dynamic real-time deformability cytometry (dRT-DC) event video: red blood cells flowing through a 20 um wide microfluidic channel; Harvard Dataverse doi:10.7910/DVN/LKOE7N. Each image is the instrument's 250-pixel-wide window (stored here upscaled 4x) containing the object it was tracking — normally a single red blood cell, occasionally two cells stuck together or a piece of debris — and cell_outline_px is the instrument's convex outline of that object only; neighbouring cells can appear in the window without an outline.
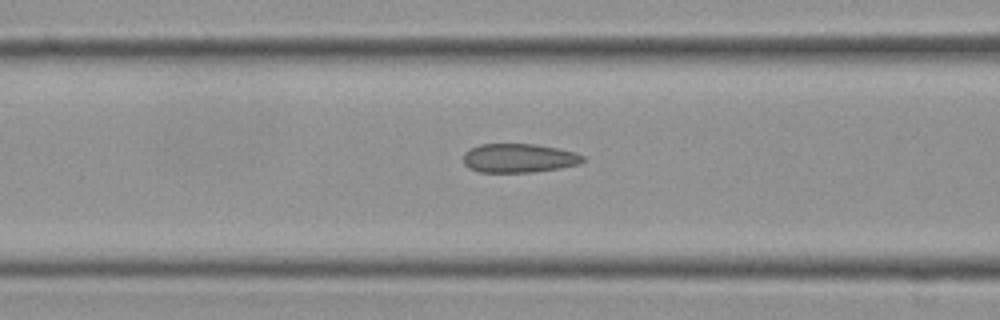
{"species": "Egyptian fruit bat (a non-hibernating species)", "species_latin": "Rousettus aegyptiacus", "temperature_condition": "cold", "stored_images_in_passage": 14, "camera_frame_rate_fps": 3000, "um_per_image_px": 0.085, "frame": {"image": 1, "passage_image": 5, "time_ms": 1.333, "image_size_px": [1000, 320], "cell_outline_px": [[584, 160], [580, 164], [560, 168], [532, 172], [480, 172], [468, 168], [464, 164], [464, 152], [480, 144], [536, 144], [576, 152], [584, 156]], "centroid_in_image_um": [44.11, 13.44], "position_along_channel_um": 122.5, "area_um2": 20.17}}
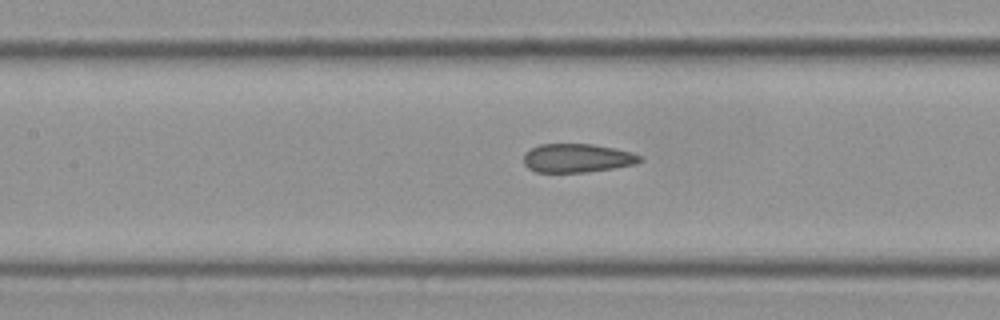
{"frame": {"image": 2, "passage_image": 8, "time_ms": 2.333, "image_size_px": [1000, 320], "cell_outline_px": [[644, 160], [636, 164], [588, 172], [536, 172], [528, 168], [524, 164], [524, 152], [540, 144], [592, 144], [632, 152], [640, 156]], "centroid_in_image_um": [49.05, 13.44], "position_along_channel_um": 158.3, "area_um2": 19.42}}
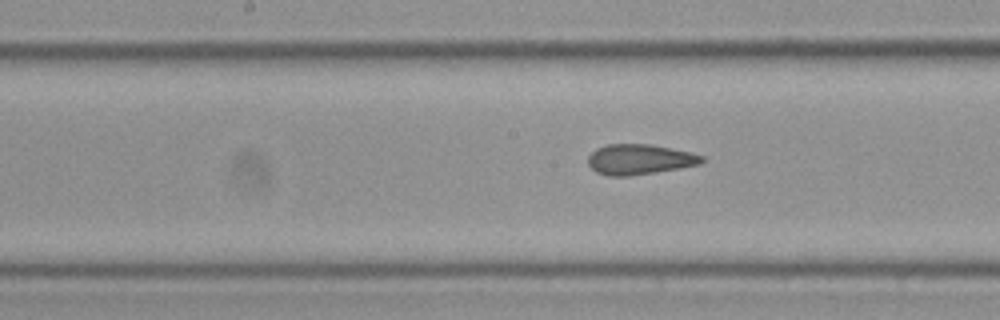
{"frame": {"image": 3, "passage_image": 11, "time_ms": 3.333, "image_size_px": [1000, 320], "cell_outline_px": [[704, 160], [700, 164], [680, 168], [656, 172], [628, 176], [608, 176], [596, 172], [588, 164], [588, 156], [596, 148], [608, 144], [652, 144], [688, 152], [704, 156]], "centroid_in_image_um": [54.34, 13.55], "position_along_channel_um": 193.9, "area_um2": 20.06}}